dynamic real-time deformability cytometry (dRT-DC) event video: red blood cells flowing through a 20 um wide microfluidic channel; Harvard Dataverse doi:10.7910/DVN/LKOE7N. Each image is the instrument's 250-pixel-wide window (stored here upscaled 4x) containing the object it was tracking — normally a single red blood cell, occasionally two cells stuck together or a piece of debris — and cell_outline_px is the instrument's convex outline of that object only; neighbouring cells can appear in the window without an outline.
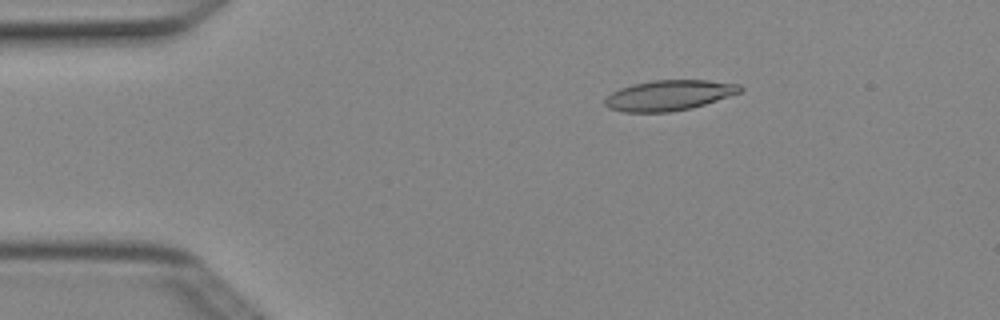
{"species": "Egyptian fruit bat (a non-hibernating species)", "species_latin": "Rousettus aegyptiacus", "temperature_condition": "cold", "stored_images_in_passage": 4, "camera_frame_rate_fps": 3000, "um_per_image_px": 0.085, "animal": {"sex": "female"}, "frame": {"image": 1, "passage_image": 3, "time_ms": 0.667, "image_size_px": [1000, 320], "cell_outline_px": [[744, 88], [740, 92], [704, 104], [688, 108], [668, 112], [624, 112], [608, 108], [604, 104], [604, 100], [612, 92], [620, 88], [632, 84], [652, 80], [708, 80], [740, 84]], "centroid_in_image_um": [56.84, 8.09], "position_along_channel_um": 28.2, "area_um2": 23.76}}